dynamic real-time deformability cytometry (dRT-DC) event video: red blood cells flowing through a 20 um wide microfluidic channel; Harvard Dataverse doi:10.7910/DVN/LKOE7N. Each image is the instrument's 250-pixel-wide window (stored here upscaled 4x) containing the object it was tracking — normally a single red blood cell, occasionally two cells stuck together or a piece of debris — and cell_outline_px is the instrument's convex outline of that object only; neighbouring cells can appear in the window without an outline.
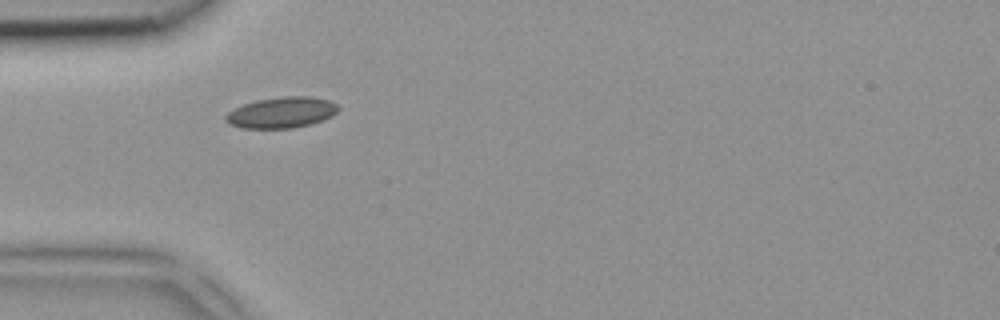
{"species": "common noctule bat (a hibernating species)", "species_latin": "Nyctalus noctula", "temperature_condition": "room temperature", "stored_images_in_passage": 3, "camera_frame_rate_fps": 3000, "um_per_image_px": 0.085, "animal": {"sex": "female", "body_mass_g": 18.4}, "frame": {"image": 1, "passage_image": 1, "time_ms": 0.0, "image_size_px": [1000, 320], "cell_outline_px": [[340, 108], [332, 116], [312, 124], [292, 128], [240, 128], [232, 124], [224, 116], [228, 112], [244, 104], [256, 100], [284, 96], [312, 96], [328, 100], [336, 104]], "centroid_in_image_um": [23.97, 9.56], "position_along_channel_um": 61.0, "area_um2": 20.17}}